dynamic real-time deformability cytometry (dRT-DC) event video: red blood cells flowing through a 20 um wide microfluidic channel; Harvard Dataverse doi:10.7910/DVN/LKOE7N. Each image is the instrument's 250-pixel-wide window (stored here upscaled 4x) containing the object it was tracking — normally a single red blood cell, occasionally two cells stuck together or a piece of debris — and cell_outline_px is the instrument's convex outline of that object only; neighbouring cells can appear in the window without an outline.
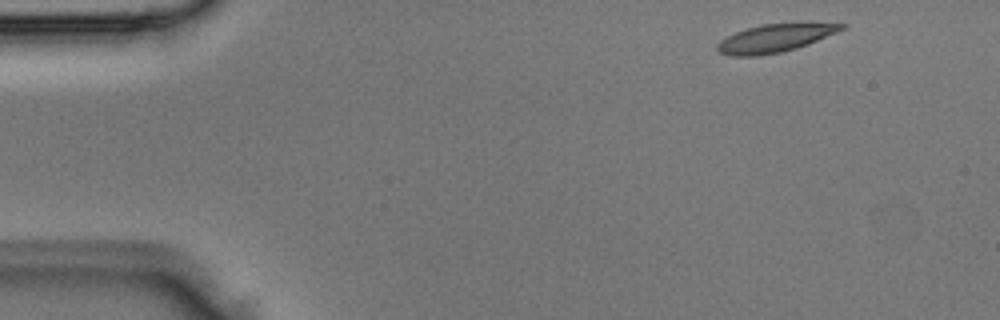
{"species": "Egyptian fruit bat (a non-hibernating species)", "species_latin": "Rousettus aegyptiacus", "temperature_condition": "room temperature", "stored_images_in_passage": 3, "camera_frame_rate_fps": 3000, "um_per_image_px": 0.085, "animal": {"sex": "male"}, "frame": {"image": 1, "passage_image": 1, "time_ms": 0.0, "image_size_px": [1000, 320], "cell_outline_px": [[844, 28], [836, 32], [808, 44], [796, 48], [780, 52], [756, 56], [732, 56], [716, 52], [716, 44], [720, 40], [736, 32], [748, 28], [764, 24], [800, 20], [808, 20], [844, 24]], "centroid_in_image_um": [65.91, 3.19], "position_along_channel_um": 19.1, "area_um2": 20.92}}